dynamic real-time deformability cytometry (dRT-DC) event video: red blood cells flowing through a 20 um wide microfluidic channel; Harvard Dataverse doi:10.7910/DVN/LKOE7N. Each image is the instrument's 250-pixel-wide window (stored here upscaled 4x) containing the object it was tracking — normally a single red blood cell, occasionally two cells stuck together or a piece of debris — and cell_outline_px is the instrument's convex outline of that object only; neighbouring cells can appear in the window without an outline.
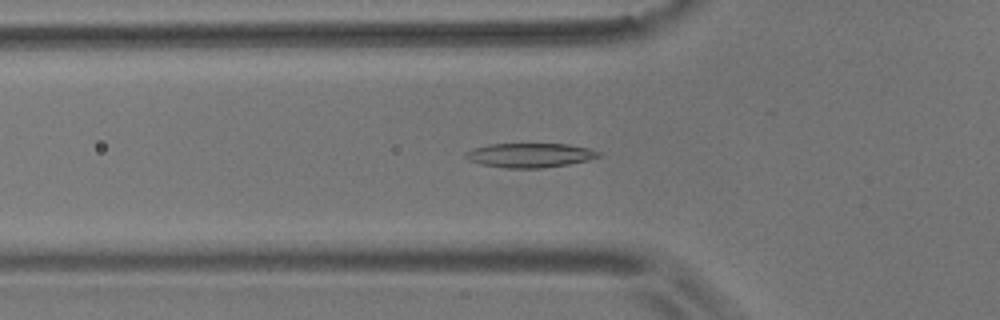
{"species": "common noctule bat (a hibernating species)", "species_latin": "Nyctalus noctula", "temperature_condition": "room temperature", "stored_images_in_passage": 44, "camera_frame_rate_fps": 3000, "um_per_image_px": 0.085, "animal": {"sex": "male", "body_mass_g": 17.9}, "frame": {"image": 1, "passage_image": 7, "time_ms": 2.0, "image_size_px": [1000, 320], "cell_outline_px": [[600, 156], [588, 160], [568, 164], [540, 168], [504, 168], [480, 164], [468, 160], [464, 156], [464, 152], [472, 148], [488, 144], [568, 144], [588, 148], [600, 152]], "centroid_in_image_um": [44.98, 13.19], "position_along_channel_um": 80.8, "area_um2": 18.9}}
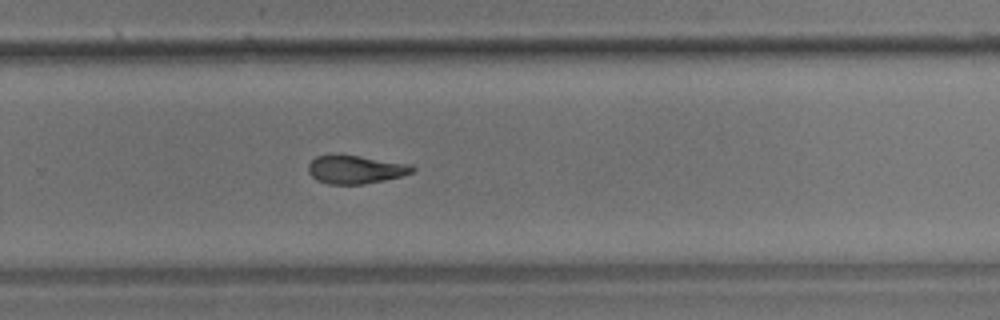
{"frame": {"image": 2, "passage_image": 25, "time_ms": 8.0, "image_size_px": [1000, 320], "cell_outline_px": [[416, 168], [412, 172], [400, 176], [384, 180], [364, 184], [328, 184], [316, 180], [308, 172], [308, 164], [316, 156], [332, 152], [360, 156], [412, 164]], "centroid_in_image_um": [30.17, 14.37], "position_along_channel_um": 299.6, "area_um2": 17.57}}
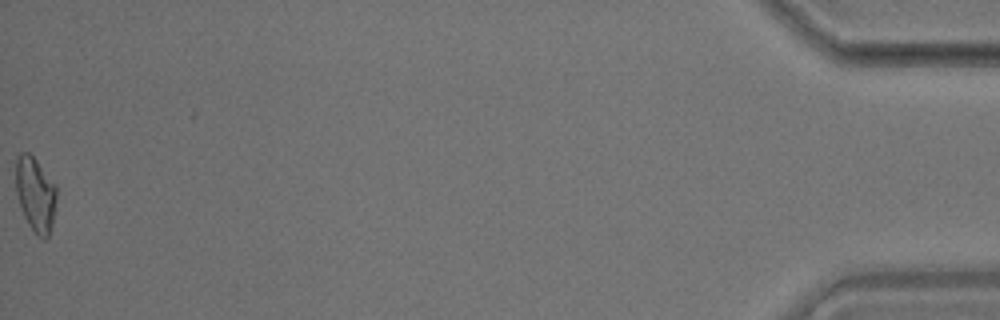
{"frame": {"image": 3, "passage_image": 44, "time_ms": 14.333, "image_size_px": [1000, 320], "cell_outline_px": [[56, 208], [52, 224], [48, 236], [44, 240], [36, 236], [28, 224], [20, 208], [16, 192], [16, 156], [20, 152], [28, 152], [36, 160], [56, 184]], "centroid_in_image_um": [3.01, 16.53], "position_along_channel_um": 432.2, "area_um2": 17.98}, "authors_computed_cell_mechanics": {"area_um2": 17.8602, "velocity_mm_per_s": 3.6399, "shape_relaxation_time_tau1_ms": 7.8531, "shape_relaxation_time_tau2_ms": 5.7897, "deformation_change_tau1": 0.2104, "deformation_change_tau2": 0.1181}}